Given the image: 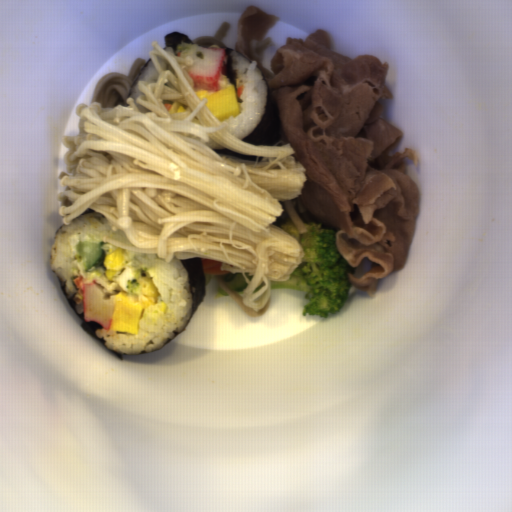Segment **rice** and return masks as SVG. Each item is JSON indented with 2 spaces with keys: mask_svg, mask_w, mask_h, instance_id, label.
<instances>
[{
  "mask_svg": "<svg viewBox=\"0 0 512 512\" xmlns=\"http://www.w3.org/2000/svg\"><path fill=\"white\" fill-rule=\"evenodd\" d=\"M108 236L133 245L123 230L113 231L106 217L99 213H82L56 230L50 249V267L63 283L67 298L75 302L78 313H83V292L74 285L80 275L84 282L96 278L113 297L119 292L131 293L139 279H148L157 289L158 301L144 309L138 323V334L116 332L110 328L96 330L97 337L113 352L139 354L158 351L173 337L184 330L191 316L192 291L188 272L174 255L172 262L159 258L156 253H138L122 248L123 266L113 279L105 277L104 260L119 247L106 241L96 264L86 270L78 259L76 242L104 241ZM136 247V246H135Z\"/></svg>",
  "mask_w": 512,
  "mask_h": 512,
  "instance_id": "652b925c",
  "label": "rice"
},
{
  "mask_svg": "<svg viewBox=\"0 0 512 512\" xmlns=\"http://www.w3.org/2000/svg\"><path fill=\"white\" fill-rule=\"evenodd\" d=\"M230 63L238 86L244 92L237 98L240 111L221 123L240 140L252 134L267 106L268 87L257 68V61H249L236 51L230 55Z\"/></svg>",
  "mask_w": 512,
  "mask_h": 512,
  "instance_id": "023b6e5f",
  "label": "rice"
},
{
  "mask_svg": "<svg viewBox=\"0 0 512 512\" xmlns=\"http://www.w3.org/2000/svg\"><path fill=\"white\" fill-rule=\"evenodd\" d=\"M157 78H158V72H157L156 68L154 67L152 61L150 60L147 67L139 74V76L133 86V89L129 95V97L133 98V102H134L135 106L142 113L143 112H153V111H151L148 108L137 103L136 98L140 95H145L137 88L138 81H149V82L157 83Z\"/></svg>",
  "mask_w": 512,
  "mask_h": 512,
  "instance_id": "8eca5e8b",
  "label": "rice"
},
{
  "mask_svg": "<svg viewBox=\"0 0 512 512\" xmlns=\"http://www.w3.org/2000/svg\"><path fill=\"white\" fill-rule=\"evenodd\" d=\"M194 45H199V44L198 43H181L175 49H173L172 47H168L164 50L173 53L174 56H176V57H179V54L182 50H184L187 47L194 46Z\"/></svg>",
  "mask_w": 512,
  "mask_h": 512,
  "instance_id": "acb35da6",
  "label": "rice"
},
{
  "mask_svg": "<svg viewBox=\"0 0 512 512\" xmlns=\"http://www.w3.org/2000/svg\"><path fill=\"white\" fill-rule=\"evenodd\" d=\"M229 85H233L232 82L229 80V78L226 75H224L221 72L220 78H219L218 89L222 90V89L226 88Z\"/></svg>",
  "mask_w": 512,
  "mask_h": 512,
  "instance_id": "b023fe2a",
  "label": "rice"
}]
</instances>
